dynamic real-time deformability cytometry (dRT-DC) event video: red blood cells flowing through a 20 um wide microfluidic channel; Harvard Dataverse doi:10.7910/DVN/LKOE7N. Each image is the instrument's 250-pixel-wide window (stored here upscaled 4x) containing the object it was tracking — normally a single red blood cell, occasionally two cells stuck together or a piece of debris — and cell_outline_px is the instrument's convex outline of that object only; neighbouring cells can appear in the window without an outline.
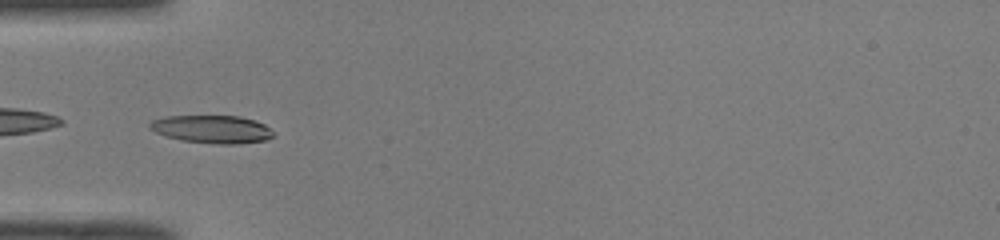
{"species": "common noctule bat (a hibernating species)", "species_latin": "Nyctalus noctula", "temperature_condition": "room temperature", "stored_images_in_passage": 37, "camera_frame_rate_fps": 3000, "um_per_image_px": 0.085, "animal": {"sex": "male", "body_mass_g": 19.0, "forearm_length_mm": 50.8}, "frame": {"image": 1, "passage_image": 3, "time_ms": 0.667, "image_size_px": [1000, 240], "cell_outline_px": [[276, 136], [268, 140], [236, 144], [220, 144], [180, 140], [156, 132], [148, 128], [148, 124], [152, 120], [168, 116], [240, 116], [264, 124], [276, 132]], "centroid_in_image_um": [18.08, 10.99], "position_along_channel_um": 66.9, "area_um2": 20.17}}
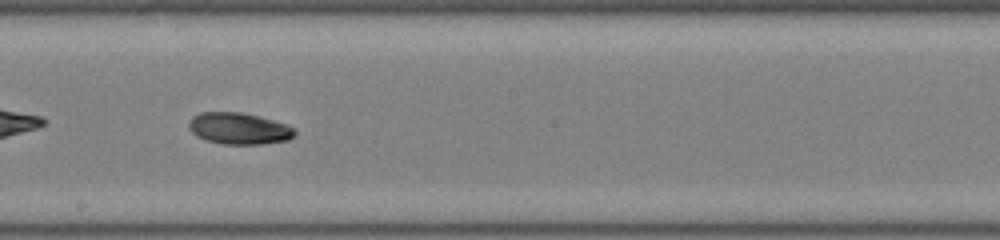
{"frame": {"image": 2, "passage_image": 15, "time_ms": 4.667, "image_size_px": [1000, 240], "cell_outline_px": [[296, 132], [288, 140], [260, 144], [224, 144], [204, 140], [196, 136], [188, 128], [188, 124], [192, 116], [200, 112], [244, 112], [272, 120], [296, 128]], "centroid_in_image_um": [20.27, 10.92], "position_along_channel_um": 227.9, "area_um2": 19.54}}
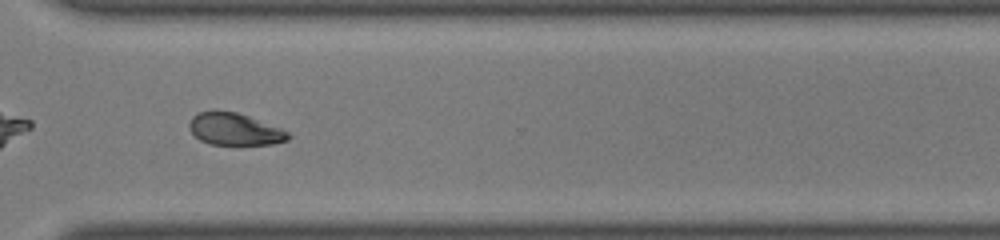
{"frame": {"image": 3, "passage_image": 24, "time_ms": 7.667, "image_size_px": [1000, 240], "cell_outline_px": [[292, 136], [288, 140], [272, 144], [208, 144], [200, 140], [188, 128], [188, 124], [192, 116], [200, 112], [212, 108], [216, 108], [236, 112], [248, 116], [280, 128], [288, 132]], "centroid_in_image_um": [19.89, 10.95], "position_along_channel_um": 350.7, "area_um2": 18.73}, "authors_computed_cell_mechanics": {"area_um2": 19.5942, "velocity_mm_per_s": 4.0621, "shape_relaxation_time_tau1_ms": 5.6881, "shape_relaxation_time_tau2_ms": null, "deformation_change_tau1": 0.1354, "deformation_change_tau2": null}}